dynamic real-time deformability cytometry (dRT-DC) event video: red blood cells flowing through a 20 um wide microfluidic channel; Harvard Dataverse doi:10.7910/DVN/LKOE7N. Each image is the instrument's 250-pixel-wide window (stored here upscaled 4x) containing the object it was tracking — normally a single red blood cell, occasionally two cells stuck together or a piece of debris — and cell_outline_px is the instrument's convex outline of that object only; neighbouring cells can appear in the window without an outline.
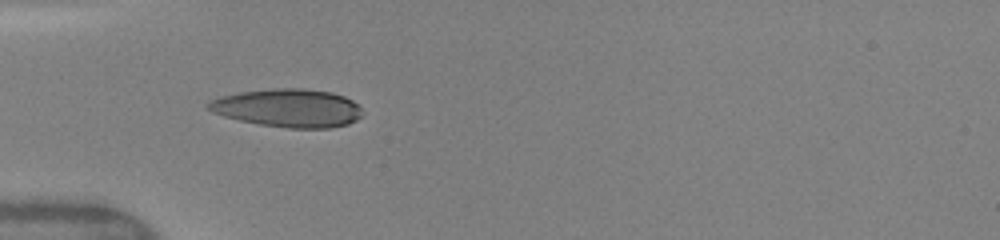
{"species": "human", "species_latin": "Homo sapiens", "temperature_condition": "warm", "stored_images_in_passage": 19, "camera_frame_rate_fps": 3000, "um_per_image_px": 0.085, "donor": {"sex": "female"}, "frame": {"image": 1, "passage_image": 4, "time_ms": 0.667, "image_size_px": [1000, 240], "cell_outline_px": [[360, 116], [356, 120], [348, 124], [328, 128], [288, 128], [260, 124], [240, 120], [224, 116], [212, 112], [204, 104], [220, 96], [236, 92], [276, 88], [304, 88], [332, 92], [344, 96], [352, 100], [360, 108]], "centroid_in_image_um": [24.45, 9.17], "position_along_channel_um": 60.5, "area_um2": 34.28}}
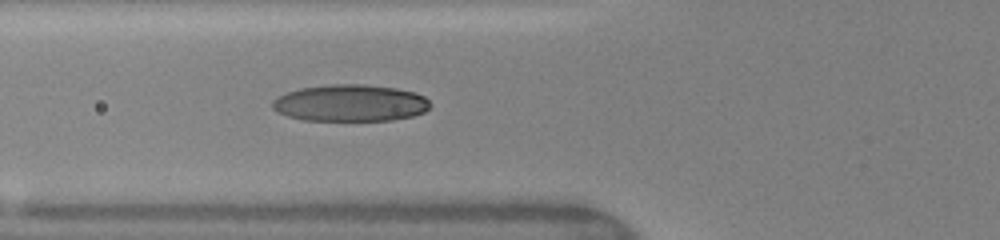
{"frame": {"image": 2, "passage_image": 7, "time_ms": 1.667, "image_size_px": [1000, 240], "cell_outline_px": [[432, 104], [424, 112], [412, 116], [392, 120], [304, 120], [288, 116], [272, 108], [272, 100], [288, 92], [300, 88], [332, 84], [360, 84], [396, 88], [416, 92], [424, 96]], "centroid_in_image_um": [29.81, 8.75], "position_along_channel_um": 96.0, "area_um2": 33.7}}